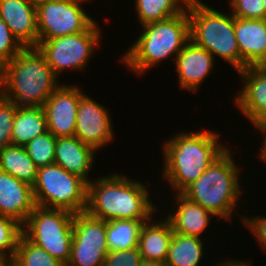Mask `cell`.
Listing matches in <instances>:
<instances>
[{"instance_id":"6da1fadb","label":"cell","mask_w":266,"mask_h":266,"mask_svg":"<svg viewBox=\"0 0 266 266\" xmlns=\"http://www.w3.org/2000/svg\"><path fill=\"white\" fill-rule=\"evenodd\" d=\"M177 133L164 141L162 147V177L174 194L182 193L228 148L220 142V133L213 129Z\"/></svg>"},{"instance_id":"7a4b0ae2","label":"cell","mask_w":266,"mask_h":266,"mask_svg":"<svg viewBox=\"0 0 266 266\" xmlns=\"http://www.w3.org/2000/svg\"><path fill=\"white\" fill-rule=\"evenodd\" d=\"M149 190L145 183L120 173L98 177L88 183L86 212L104 221L150 220L158 209Z\"/></svg>"},{"instance_id":"3957f363","label":"cell","mask_w":266,"mask_h":266,"mask_svg":"<svg viewBox=\"0 0 266 266\" xmlns=\"http://www.w3.org/2000/svg\"><path fill=\"white\" fill-rule=\"evenodd\" d=\"M58 79L39 49L26 47L0 68V94L18 106H43Z\"/></svg>"},{"instance_id":"277c9868","label":"cell","mask_w":266,"mask_h":266,"mask_svg":"<svg viewBox=\"0 0 266 266\" xmlns=\"http://www.w3.org/2000/svg\"><path fill=\"white\" fill-rule=\"evenodd\" d=\"M143 32L123 53L121 58L129 70L142 75L155 65L174 60L190 41V23L187 8L180 14L142 25Z\"/></svg>"},{"instance_id":"5b68a950","label":"cell","mask_w":266,"mask_h":266,"mask_svg":"<svg viewBox=\"0 0 266 266\" xmlns=\"http://www.w3.org/2000/svg\"><path fill=\"white\" fill-rule=\"evenodd\" d=\"M228 147L182 194L215 217L230 221L241 199L240 165ZM230 150V151H229ZM240 198V199H239Z\"/></svg>"},{"instance_id":"8992f818","label":"cell","mask_w":266,"mask_h":266,"mask_svg":"<svg viewBox=\"0 0 266 266\" xmlns=\"http://www.w3.org/2000/svg\"><path fill=\"white\" fill-rule=\"evenodd\" d=\"M190 23V40L206 49L214 58L228 62L240 71V51L235 31L234 16L211 8L201 0H189L186 6Z\"/></svg>"},{"instance_id":"52a82bcc","label":"cell","mask_w":266,"mask_h":266,"mask_svg":"<svg viewBox=\"0 0 266 266\" xmlns=\"http://www.w3.org/2000/svg\"><path fill=\"white\" fill-rule=\"evenodd\" d=\"M32 188L38 207L64 209L74 214L86 211L88 183L60 165L38 168Z\"/></svg>"},{"instance_id":"ba28073f","label":"cell","mask_w":266,"mask_h":266,"mask_svg":"<svg viewBox=\"0 0 266 266\" xmlns=\"http://www.w3.org/2000/svg\"><path fill=\"white\" fill-rule=\"evenodd\" d=\"M74 213L36 206L22 225V234L64 265L69 262Z\"/></svg>"},{"instance_id":"9c48e42d","label":"cell","mask_w":266,"mask_h":266,"mask_svg":"<svg viewBox=\"0 0 266 266\" xmlns=\"http://www.w3.org/2000/svg\"><path fill=\"white\" fill-rule=\"evenodd\" d=\"M97 24L96 21L85 32L39 40L37 48L45 56L47 63L59 79L60 74L68 69H79V71L86 69L92 54L102 40L103 34Z\"/></svg>"},{"instance_id":"30bf717a","label":"cell","mask_w":266,"mask_h":266,"mask_svg":"<svg viewBox=\"0 0 266 266\" xmlns=\"http://www.w3.org/2000/svg\"><path fill=\"white\" fill-rule=\"evenodd\" d=\"M88 0H48L37 7L39 40L87 31L96 21L85 12Z\"/></svg>"},{"instance_id":"8fae6325","label":"cell","mask_w":266,"mask_h":266,"mask_svg":"<svg viewBox=\"0 0 266 266\" xmlns=\"http://www.w3.org/2000/svg\"><path fill=\"white\" fill-rule=\"evenodd\" d=\"M108 253L106 221L86 211L74 214L71 256L66 266H103Z\"/></svg>"},{"instance_id":"7c38bea8","label":"cell","mask_w":266,"mask_h":266,"mask_svg":"<svg viewBox=\"0 0 266 266\" xmlns=\"http://www.w3.org/2000/svg\"><path fill=\"white\" fill-rule=\"evenodd\" d=\"M112 120L106 106L97 103L84 93L80 97L76 117L75 137L92 147L98 153L112 140L114 132Z\"/></svg>"},{"instance_id":"4fadbf2b","label":"cell","mask_w":266,"mask_h":266,"mask_svg":"<svg viewBox=\"0 0 266 266\" xmlns=\"http://www.w3.org/2000/svg\"><path fill=\"white\" fill-rule=\"evenodd\" d=\"M237 74L243 86L234 98L235 106L263 133L266 130V67L248 66Z\"/></svg>"},{"instance_id":"5bb4252c","label":"cell","mask_w":266,"mask_h":266,"mask_svg":"<svg viewBox=\"0 0 266 266\" xmlns=\"http://www.w3.org/2000/svg\"><path fill=\"white\" fill-rule=\"evenodd\" d=\"M79 87L63 83L43 105L47 130L56 138L75 136L77 110L84 94Z\"/></svg>"},{"instance_id":"9a60e30c","label":"cell","mask_w":266,"mask_h":266,"mask_svg":"<svg viewBox=\"0 0 266 266\" xmlns=\"http://www.w3.org/2000/svg\"><path fill=\"white\" fill-rule=\"evenodd\" d=\"M215 60L206 49L190 40L174 59L179 87L197 93L213 71Z\"/></svg>"},{"instance_id":"2e32d148","label":"cell","mask_w":266,"mask_h":266,"mask_svg":"<svg viewBox=\"0 0 266 266\" xmlns=\"http://www.w3.org/2000/svg\"><path fill=\"white\" fill-rule=\"evenodd\" d=\"M234 31L240 51V70L266 67V19L234 17Z\"/></svg>"},{"instance_id":"e0dca14e","label":"cell","mask_w":266,"mask_h":266,"mask_svg":"<svg viewBox=\"0 0 266 266\" xmlns=\"http://www.w3.org/2000/svg\"><path fill=\"white\" fill-rule=\"evenodd\" d=\"M0 18L24 48L39 45L35 6L24 0H0Z\"/></svg>"},{"instance_id":"ac0fdd59","label":"cell","mask_w":266,"mask_h":266,"mask_svg":"<svg viewBox=\"0 0 266 266\" xmlns=\"http://www.w3.org/2000/svg\"><path fill=\"white\" fill-rule=\"evenodd\" d=\"M35 207L32 186L0 170V215L23 225Z\"/></svg>"},{"instance_id":"d6986e66","label":"cell","mask_w":266,"mask_h":266,"mask_svg":"<svg viewBox=\"0 0 266 266\" xmlns=\"http://www.w3.org/2000/svg\"><path fill=\"white\" fill-rule=\"evenodd\" d=\"M174 196L176 204H173V208L170 207V209L175 210L164 214V216L167 215L165 218L170 222L173 232L202 238L201 235L208 229L211 217L215 216L182 193H175Z\"/></svg>"},{"instance_id":"ffe728a7","label":"cell","mask_w":266,"mask_h":266,"mask_svg":"<svg viewBox=\"0 0 266 266\" xmlns=\"http://www.w3.org/2000/svg\"><path fill=\"white\" fill-rule=\"evenodd\" d=\"M96 152L75 136L60 137L57 138L55 145L54 164L90 183L92 180L88 175L93 169Z\"/></svg>"},{"instance_id":"44dd1931","label":"cell","mask_w":266,"mask_h":266,"mask_svg":"<svg viewBox=\"0 0 266 266\" xmlns=\"http://www.w3.org/2000/svg\"><path fill=\"white\" fill-rule=\"evenodd\" d=\"M153 218L145 222L140 229L138 249L142 259L165 262L173 229L166 218L162 217L160 220Z\"/></svg>"},{"instance_id":"7402d4cb","label":"cell","mask_w":266,"mask_h":266,"mask_svg":"<svg viewBox=\"0 0 266 266\" xmlns=\"http://www.w3.org/2000/svg\"><path fill=\"white\" fill-rule=\"evenodd\" d=\"M43 106H18L12 129V144L25 146L36 136L47 132Z\"/></svg>"},{"instance_id":"603a6c76","label":"cell","mask_w":266,"mask_h":266,"mask_svg":"<svg viewBox=\"0 0 266 266\" xmlns=\"http://www.w3.org/2000/svg\"><path fill=\"white\" fill-rule=\"evenodd\" d=\"M0 170L33 186L36 182L38 167L24 146L11 144L0 149Z\"/></svg>"},{"instance_id":"cb8c5ba5","label":"cell","mask_w":266,"mask_h":266,"mask_svg":"<svg viewBox=\"0 0 266 266\" xmlns=\"http://www.w3.org/2000/svg\"><path fill=\"white\" fill-rule=\"evenodd\" d=\"M204 245L203 238L173 232L165 263L167 266H200Z\"/></svg>"},{"instance_id":"d4e9b609","label":"cell","mask_w":266,"mask_h":266,"mask_svg":"<svg viewBox=\"0 0 266 266\" xmlns=\"http://www.w3.org/2000/svg\"><path fill=\"white\" fill-rule=\"evenodd\" d=\"M147 221L149 220L106 221V241L109 252L138 247L140 229Z\"/></svg>"},{"instance_id":"484cf974","label":"cell","mask_w":266,"mask_h":266,"mask_svg":"<svg viewBox=\"0 0 266 266\" xmlns=\"http://www.w3.org/2000/svg\"><path fill=\"white\" fill-rule=\"evenodd\" d=\"M189 0H135L140 25L167 19L182 13Z\"/></svg>"},{"instance_id":"4316f807","label":"cell","mask_w":266,"mask_h":266,"mask_svg":"<svg viewBox=\"0 0 266 266\" xmlns=\"http://www.w3.org/2000/svg\"><path fill=\"white\" fill-rule=\"evenodd\" d=\"M11 262L12 266H66L43 248L30 242L23 234Z\"/></svg>"},{"instance_id":"83f0119b","label":"cell","mask_w":266,"mask_h":266,"mask_svg":"<svg viewBox=\"0 0 266 266\" xmlns=\"http://www.w3.org/2000/svg\"><path fill=\"white\" fill-rule=\"evenodd\" d=\"M57 138L49 131L36 136L25 146L26 152L38 168L54 164Z\"/></svg>"},{"instance_id":"f1b7e54d","label":"cell","mask_w":266,"mask_h":266,"mask_svg":"<svg viewBox=\"0 0 266 266\" xmlns=\"http://www.w3.org/2000/svg\"><path fill=\"white\" fill-rule=\"evenodd\" d=\"M22 235V225L16 220L0 215V258L12 261Z\"/></svg>"},{"instance_id":"f546056e","label":"cell","mask_w":266,"mask_h":266,"mask_svg":"<svg viewBox=\"0 0 266 266\" xmlns=\"http://www.w3.org/2000/svg\"><path fill=\"white\" fill-rule=\"evenodd\" d=\"M18 105L0 94V149L12 144V129Z\"/></svg>"},{"instance_id":"4dcf8cb0","label":"cell","mask_w":266,"mask_h":266,"mask_svg":"<svg viewBox=\"0 0 266 266\" xmlns=\"http://www.w3.org/2000/svg\"><path fill=\"white\" fill-rule=\"evenodd\" d=\"M24 47L0 18V68L10 62Z\"/></svg>"},{"instance_id":"1f68e13d","label":"cell","mask_w":266,"mask_h":266,"mask_svg":"<svg viewBox=\"0 0 266 266\" xmlns=\"http://www.w3.org/2000/svg\"><path fill=\"white\" fill-rule=\"evenodd\" d=\"M231 14L243 19H264L262 0H229Z\"/></svg>"},{"instance_id":"d6a6232c","label":"cell","mask_w":266,"mask_h":266,"mask_svg":"<svg viewBox=\"0 0 266 266\" xmlns=\"http://www.w3.org/2000/svg\"><path fill=\"white\" fill-rule=\"evenodd\" d=\"M142 256L138 247L112 251L106 256L103 266H140Z\"/></svg>"},{"instance_id":"836d02e7","label":"cell","mask_w":266,"mask_h":266,"mask_svg":"<svg viewBox=\"0 0 266 266\" xmlns=\"http://www.w3.org/2000/svg\"><path fill=\"white\" fill-rule=\"evenodd\" d=\"M236 212V214L241 217L240 220L242 219L241 221H243L242 223L245 227L248 228L255 236L261 250H263L266 254V217L256 215L253 218H249L245 214L240 215L238 211Z\"/></svg>"},{"instance_id":"e575fe53","label":"cell","mask_w":266,"mask_h":266,"mask_svg":"<svg viewBox=\"0 0 266 266\" xmlns=\"http://www.w3.org/2000/svg\"><path fill=\"white\" fill-rule=\"evenodd\" d=\"M224 261H221L222 263L217 262V264L215 266H252V265H250L252 263H250L249 260L245 262L244 260L242 261L240 259L237 260V259H233V258L231 260L229 258V259H226Z\"/></svg>"},{"instance_id":"d590c367","label":"cell","mask_w":266,"mask_h":266,"mask_svg":"<svg viewBox=\"0 0 266 266\" xmlns=\"http://www.w3.org/2000/svg\"><path fill=\"white\" fill-rule=\"evenodd\" d=\"M261 136L263 137L262 138L263 139L262 140L263 145H261L262 148H260V150H258L259 151V158L265 162L264 164H266V130L263 133H261Z\"/></svg>"},{"instance_id":"8d00e7d4","label":"cell","mask_w":266,"mask_h":266,"mask_svg":"<svg viewBox=\"0 0 266 266\" xmlns=\"http://www.w3.org/2000/svg\"><path fill=\"white\" fill-rule=\"evenodd\" d=\"M140 266H167L165 262L142 259Z\"/></svg>"},{"instance_id":"74e56055","label":"cell","mask_w":266,"mask_h":266,"mask_svg":"<svg viewBox=\"0 0 266 266\" xmlns=\"http://www.w3.org/2000/svg\"><path fill=\"white\" fill-rule=\"evenodd\" d=\"M24 1H26L27 3L33 5V6H35L37 8L40 4H42V3H44L45 1H48V0H24Z\"/></svg>"},{"instance_id":"f35d334b","label":"cell","mask_w":266,"mask_h":266,"mask_svg":"<svg viewBox=\"0 0 266 266\" xmlns=\"http://www.w3.org/2000/svg\"><path fill=\"white\" fill-rule=\"evenodd\" d=\"M0 266H12V262L3 258H0Z\"/></svg>"},{"instance_id":"ab89813d","label":"cell","mask_w":266,"mask_h":266,"mask_svg":"<svg viewBox=\"0 0 266 266\" xmlns=\"http://www.w3.org/2000/svg\"><path fill=\"white\" fill-rule=\"evenodd\" d=\"M264 6V19H266V0H262Z\"/></svg>"}]
</instances>
